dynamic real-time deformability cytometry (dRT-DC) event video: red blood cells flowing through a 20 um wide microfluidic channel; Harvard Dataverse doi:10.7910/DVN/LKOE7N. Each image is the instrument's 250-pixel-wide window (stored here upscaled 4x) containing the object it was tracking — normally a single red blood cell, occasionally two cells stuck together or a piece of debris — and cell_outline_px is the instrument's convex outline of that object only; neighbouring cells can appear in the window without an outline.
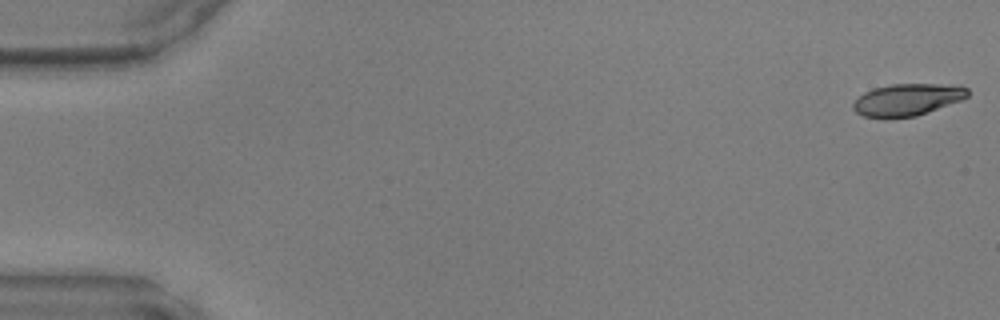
{"species": "common noctule bat (a hibernating species)", "species_latin": "Nyctalus noctula", "temperature_condition": "warm", "stored_images_in_passage": 48, "camera_frame_rate_fps": 3000, "um_per_image_px": 0.085, "animal": {"sex": "male", "body_mass_g": 17.9, "forearm_length_mm": 54.2}, "frame": {"image": 1, "passage_image": 1, "time_ms": 0.0, "image_size_px": [1000, 320], "cell_outline_px": [[968, 96], [960, 100], [916, 116], [884, 120], [864, 116], [856, 112], [852, 108], [852, 104], [864, 92], [872, 88], [892, 84], [960, 84], [968, 88]], "centroid_in_image_um": [77.09, 8.48], "position_along_channel_um": 7.9, "area_um2": 21.73}}
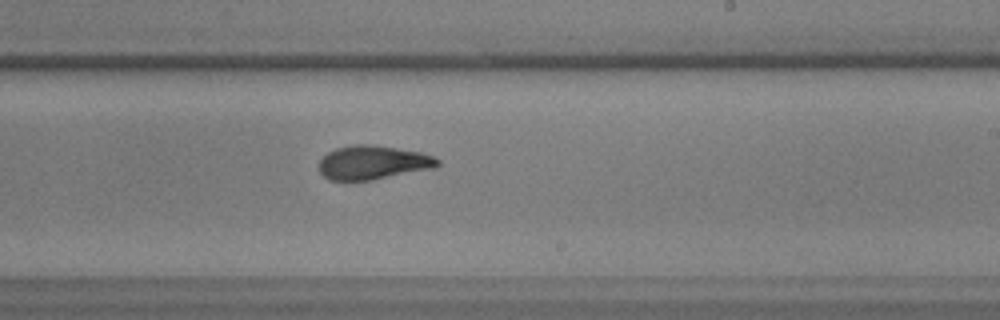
{"frame": {"image": 2, "passage_image": 29, "time_ms": 9.333, "image_size_px": [1000, 320], "cell_outline_px": [[440, 164], [436, 168], [372, 180], [328, 180], [320, 172], [320, 160], [328, 152], [336, 148], [356, 144], [368, 144], [396, 148], [420, 152], [432, 156], [440, 160]], "centroid_in_image_um": [31.72, 13.82], "position_along_channel_um": 257.3, "area_um2": 23.35}}
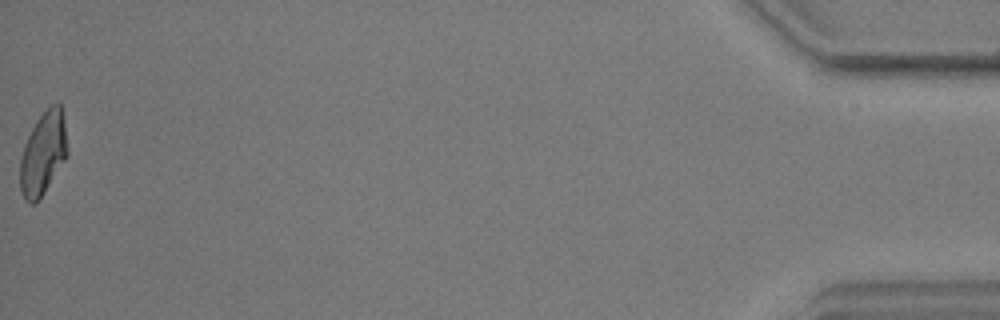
{"frame": {"image": 3, "passage_image": 48, "time_ms": 15.667, "image_size_px": [1000, 320], "cell_outline_px": [[68, 156], [36, 204], [28, 204], [24, 200], [20, 192], [20, 160], [24, 144], [36, 120], [56, 100], [60, 104], [64, 124], [68, 152]], "centroid_in_image_um": [3.65, 13.08], "position_along_channel_um": 431.6, "area_um2": 22.95}}